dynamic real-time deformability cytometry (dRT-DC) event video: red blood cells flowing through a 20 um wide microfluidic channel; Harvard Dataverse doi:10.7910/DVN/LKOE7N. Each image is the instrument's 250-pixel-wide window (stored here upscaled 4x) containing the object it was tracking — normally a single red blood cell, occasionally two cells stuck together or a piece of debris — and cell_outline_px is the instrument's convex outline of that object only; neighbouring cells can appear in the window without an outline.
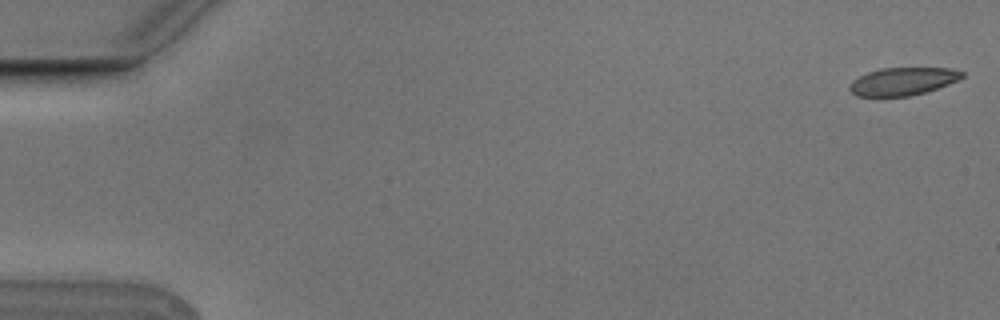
{"species": "Egyptian fruit bat (a non-hibernating species)", "species_latin": "Rousettus aegyptiacus", "temperature_condition": "cold", "stored_images_in_passage": 6, "segment_of_instrument_passage": [1, 2], "camera_frame_rate_fps": 3000, "um_per_image_px": 0.085, "animal": {"sex": "male"}, "frame": {"image": 1, "passage_image": 1, "time_ms": 0.0, "image_size_px": [1000, 320], "cell_outline_px": [[964, 76], [948, 84], [924, 92], [908, 96], [856, 96], [848, 88], [852, 80], [868, 72], [880, 68], [952, 68], [964, 72]], "centroid_in_image_um": [76.72, 6.91], "position_along_channel_um": 8.3, "area_um2": 18.03}}